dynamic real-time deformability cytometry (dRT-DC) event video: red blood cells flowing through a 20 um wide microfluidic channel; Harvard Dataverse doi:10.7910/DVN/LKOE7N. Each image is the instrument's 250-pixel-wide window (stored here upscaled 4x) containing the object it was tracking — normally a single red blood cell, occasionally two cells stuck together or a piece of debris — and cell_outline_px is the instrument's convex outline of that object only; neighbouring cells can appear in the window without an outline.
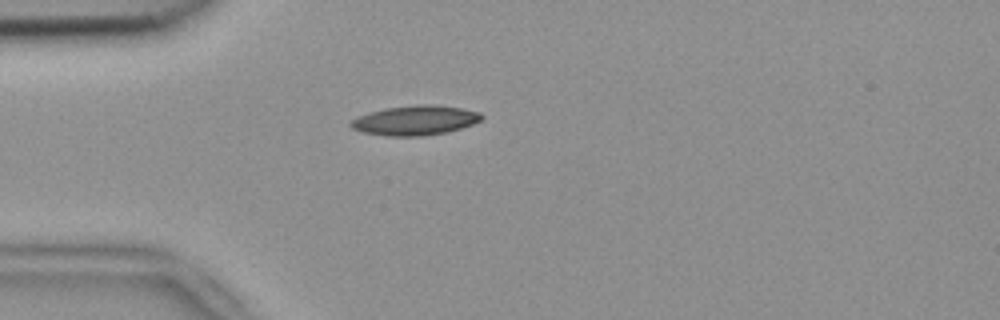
{"species": "common noctule bat (a hibernating species)", "species_latin": "Nyctalus noctula", "temperature_condition": "room temperature", "stored_images_in_passage": 40, "camera_frame_rate_fps": 3000, "um_per_image_px": 0.085, "animal": {"sex": "female", "body_mass_g": 18.4}, "frame": {"image": 1, "passage_image": 2, "time_ms": 0.333, "image_size_px": [1000, 320], "cell_outline_px": [[484, 116], [480, 120], [472, 124], [448, 132], [420, 136], [388, 136], [364, 132], [352, 128], [348, 124], [352, 120], [368, 112], [384, 108], [416, 104], [432, 104], [460, 108], [480, 112]], "centroid_in_image_um": [35.28, 10.22], "position_along_channel_um": 49.7, "area_um2": 22.54}}
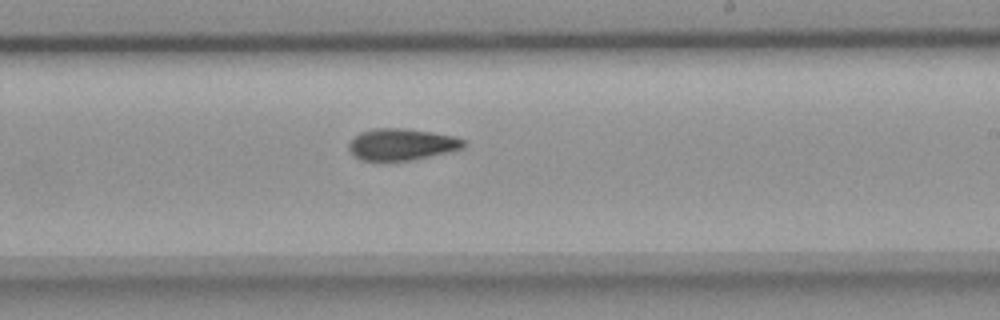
{"frame": {"image": 2, "passage_image": 19, "time_ms": 6.0, "image_size_px": [1000, 320], "cell_outline_px": [[464, 148], [448, 152], [412, 160], [360, 160], [348, 148], [348, 144], [360, 132], [376, 128], [404, 128], [432, 132], [456, 136], [464, 140]], "centroid_in_image_um": [34.17, 12.26], "position_along_channel_um": 254.8, "area_um2": 20.98}}
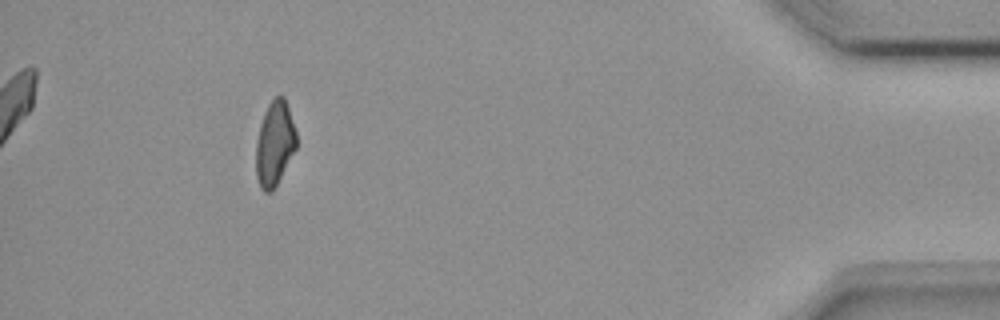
{"frame": {"image": 3, "passage_image": 36, "time_ms": 11.667, "image_size_px": [1000, 320], "cell_outline_px": [[296, 148], [272, 192], [264, 192], [260, 188], [256, 176], [256, 140], [260, 124], [264, 112], [268, 104], [276, 96], [284, 96], [296, 132]], "centroid_in_image_um": [23.32, 12.21], "position_along_channel_um": 411.9, "area_um2": 19.77}, "authors_computed_cell_mechanics": {"area_um2": 21.2126, "velocity_mm_per_s": 3.835, "shape_relaxation_time_tau1_ms": 9.0225, "shape_relaxation_time_tau2_ms": 11.105, "deformation_change_tau1": 0.2144, "deformation_change_tau2": 0.1771}}